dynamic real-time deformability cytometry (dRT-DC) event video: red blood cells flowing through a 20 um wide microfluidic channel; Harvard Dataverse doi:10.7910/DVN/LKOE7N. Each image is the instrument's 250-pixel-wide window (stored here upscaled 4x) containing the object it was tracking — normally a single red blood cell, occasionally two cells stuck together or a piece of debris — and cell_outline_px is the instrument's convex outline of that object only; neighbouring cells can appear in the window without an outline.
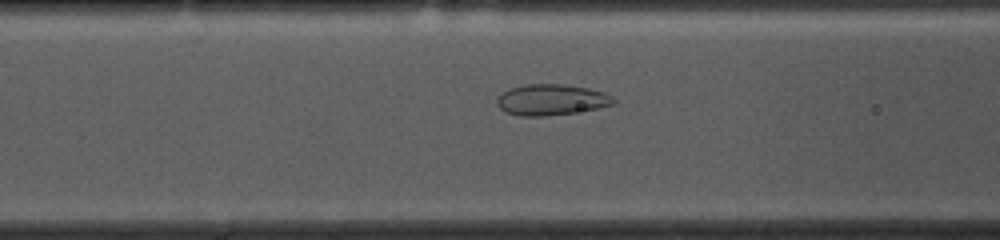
{"species": "common noctule bat (a hibernating species)", "species_latin": "Nyctalus noctula", "temperature_condition": "cold", "stored_images_in_passage": 51, "camera_frame_rate_fps": 3000, "um_per_image_px": 0.085, "animal": {"sex": "female", "body_mass_g": 10.0, "forearm_length_mm": 53.1}, "frame": {"image": 1, "passage_image": 17, "time_ms": 5.333, "image_size_px": [1000, 240], "cell_outline_px": [[616, 104], [596, 108], [572, 112], [544, 116], [520, 116], [504, 112], [496, 104], [496, 100], [508, 88], [524, 84], [564, 84], [588, 88], [604, 92], [612, 96], [616, 100]], "centroid_in_image_um": [46.85, 8.47], "position_along_channel_um": 119.8, "area_um2": 21.04}}
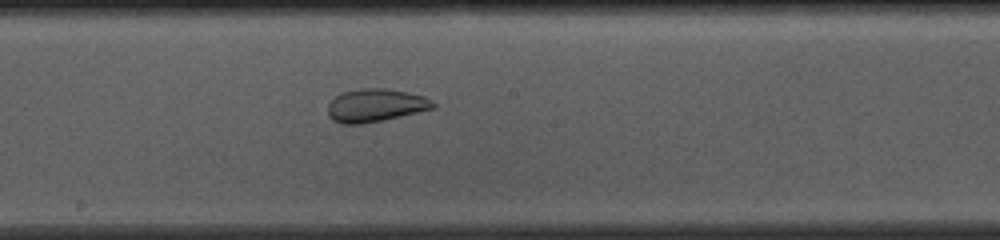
{"frame": {"image": 2, "passage_image": 25, "time_ms": 8.0, "image_size_px": [1000, 240], "cell_outline_px": [[436, 108], [384, 120], [364, 124], [340, 124], [332, 120], [328, 116], [328, 104], [336, 96], [344, 92], [360, 88], [388, 88], [408, 92], [424, 96], [432, 100], [436, 104]], "centroid_in_image_um": [31.93, 8.96], "position_along_channel_um": 216.3, "area_um2": 20.52}}
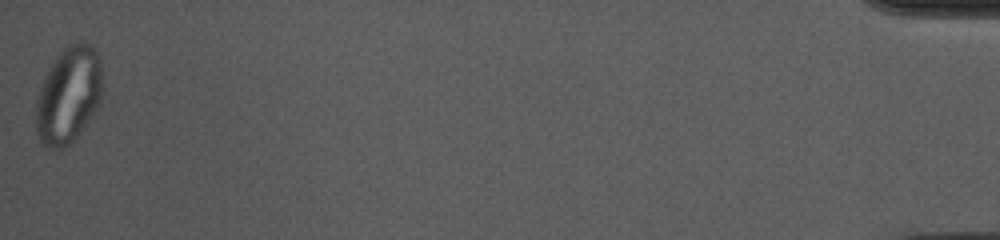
{"frame": {"image": 3, "passage_image": 51, "time_ms": 16.667, "image_size_px": [1000, 240], "cell_outline_px": [[100, 104], [80, 132], [64, 148], [48, 148], [40, 140], [36, 132], [36, 100], [44, 76], [56, 56], [68, 44], [80, 40], [84, 40], [92, 44], [100, 56]], "centroid_in_image_um": [5.82, 8.04], "position_along_channel_um": 429.4, "area_um2": 37.34}, "authors_computed_cell_mechanics": {"area_um2": 26.877, "velocity_mm_per_s": 3.6201, "shape_relaxation_time_tau1_ms": null, "shape_relaxation_time_tau2_ms": 1.0209, "deformation_change_tau1": null, "deformation_change_tau2": 0.0618}}